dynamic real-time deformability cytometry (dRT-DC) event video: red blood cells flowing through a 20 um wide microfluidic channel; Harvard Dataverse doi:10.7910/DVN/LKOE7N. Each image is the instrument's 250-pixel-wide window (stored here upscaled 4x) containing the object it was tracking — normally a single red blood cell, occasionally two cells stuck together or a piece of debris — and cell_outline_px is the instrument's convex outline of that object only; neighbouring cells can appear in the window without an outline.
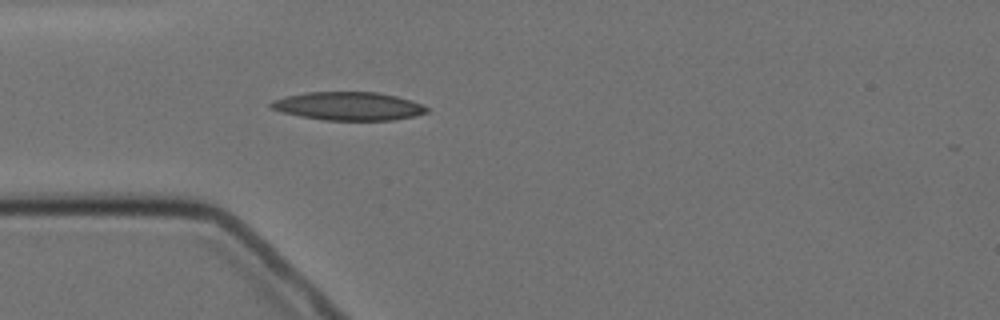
{"species": "Egyptian fruit bat (a non-hibernating species)", "species_latin": "Rousettus aegyptiacus", "temperature_condition": "cold", "stored_images_in_passage": 4, "camera_frame_rate_fps": 3000, "um_per_image_px": 0.085, "animal": {"sex": "female"}, "frame": {"image": 1, "passage_image": 4, "time_ms": 4.333, "image_size_px": [1000, 320], "cell_outline_px": [[428, 112], [416, 116], [392, 120], [324, 120], [300, 116], [280, 112], [272, 108], [268, 104], [272, 100], [284, 96], [304, 92], [376, 92], [396, 96], [412, 100], [428, 108]], "centroid_in_image_um": [29.59, 9.02], "position_along_channel_um": 55.4, "area_um2": 25.84}}